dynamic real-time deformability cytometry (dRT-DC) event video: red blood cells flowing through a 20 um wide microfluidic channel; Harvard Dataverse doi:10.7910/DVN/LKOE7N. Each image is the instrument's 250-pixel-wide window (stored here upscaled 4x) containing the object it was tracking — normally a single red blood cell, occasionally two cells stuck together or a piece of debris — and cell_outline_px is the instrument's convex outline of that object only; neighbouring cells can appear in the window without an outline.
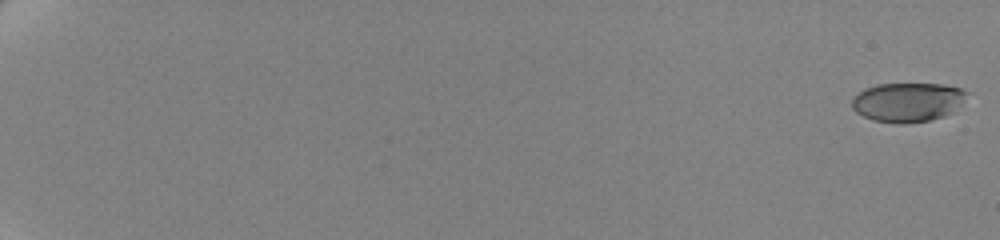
{"species": "human", "species_latin": "Homo sapiens", "temperature_condition": "cold", "stored_images_in_passage": 62, "camera_frame_rate_fps": 3000, "um_per_image_px": 0.085, "donor": {"sex": "female"}, "frame": {"image": 1, "passage_image": 1, "time_ms": 0.0, "image_size_px": [1000, 240], "cell_outline_px": [[968, 92], [960, 104], [952, 112], [944, 116], [928, 120], [904, 124], [896, 124], [872, 120], [856, 112], [852, 108], [852, 96], [864, 88], [876, 84], [944, 84], [960, 88]], "centroid_in_image_um": [77.1, 8.68], "position_along_channel_um": 7.9, "area_um2": 26.36}}
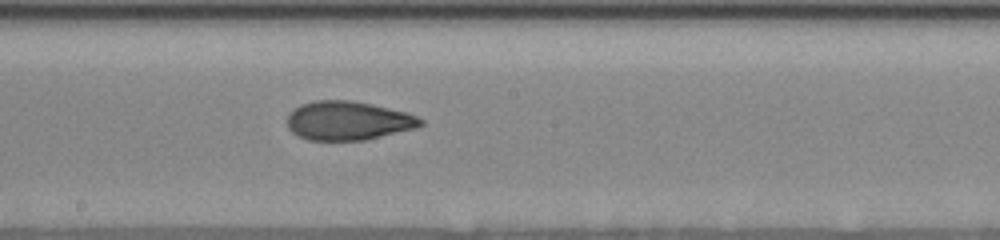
{"frame": {"image": 2, "passage_image": 39, "time_ms": 12.667, "image_size_px": [1000, 240], "cell_outline_px": [[424, 124], [416, 128], [364, 140], [308, 140], [292, 132], [288, 128], [288, 112], [300, 104], [316, 100], [352, 100], [372, 104], [404, 112], [416, 116], [424, 120]], "centroid_in_image_um": [29.57, 10.25], "position_along_channel_um": 218.6, "area_um2": 30.17}}
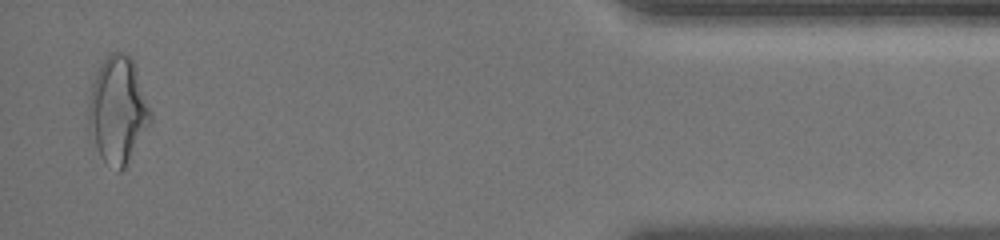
{"frame": {"image": 3, "passage_image": 61, "time_ms": 20.0, "image_size_px": [1000, 240], "cell_outline_px": [[152, 120], [124, 168], [120, 172], [116, 172], [100, 156], [88, 136], [88, 104], [92, 84], [96, 72], [100, 64], [112, 52], [120, 52], [128, 56], [132, 60], [136, 68], [152, 112]], "centroid_in_image_um": [9.99, 9.39], "position_along_channel_um": 425.2, "area_um2": 38.61}, "authors_computed_cell_mechanics": {"area_um2": 30.1138, "velocity_mm_per_s": 3.5218, "shape_relaxation_time_tau1_ms": 7.9399, "shape_relaxation_time_tau2_ms": 1.9919, "deformation_change_tau1": 0.2011, "deformation_change_tau2": 0.0866}}